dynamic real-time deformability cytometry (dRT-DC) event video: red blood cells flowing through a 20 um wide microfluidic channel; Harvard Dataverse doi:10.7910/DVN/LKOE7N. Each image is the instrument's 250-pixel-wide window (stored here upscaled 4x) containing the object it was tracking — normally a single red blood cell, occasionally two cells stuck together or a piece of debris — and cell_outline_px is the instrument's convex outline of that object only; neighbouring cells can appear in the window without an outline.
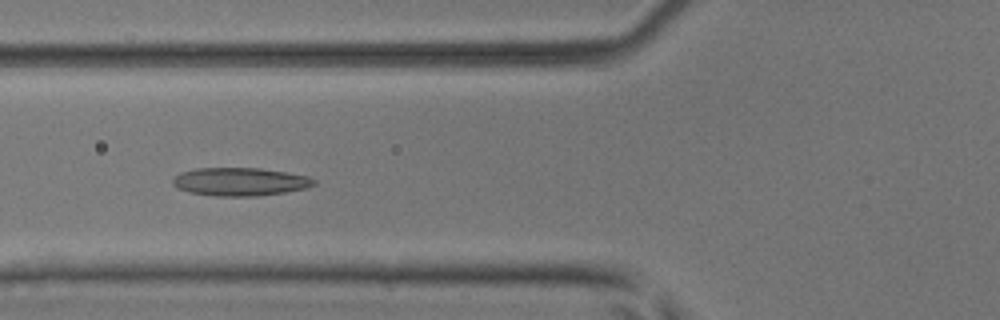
{"species": "common noctule bat (a hibernating species)", "species_latin": "Nyctalus noctula", "temperature_condition": "room temperature", "stored_images_in_passage": 9, "camera_frame_rate_fps": 3000, "um_per_image_px": 0.085, "animal": {"sex": "male", "body_mass_g": 17.9, "forearm_length_mm": 54.2}, "frame": {"image": 1, "passage_image": 6, "time_ms": 1.667, "image_size_px": [1000, 320], "cell_outline_px": [[316, 184], [308, 188], [284, 192], [256, 196], [216, 196], [188, 192], [176, 188], [172, 184], [172, 180], [180, 172], [196, 168], [260, 168], [308, 176], [316, 180]], "centroid_in_image_um": [20.39, 15.45], "position_along_channel_um": 105.4, "area_um2": 23.24}}
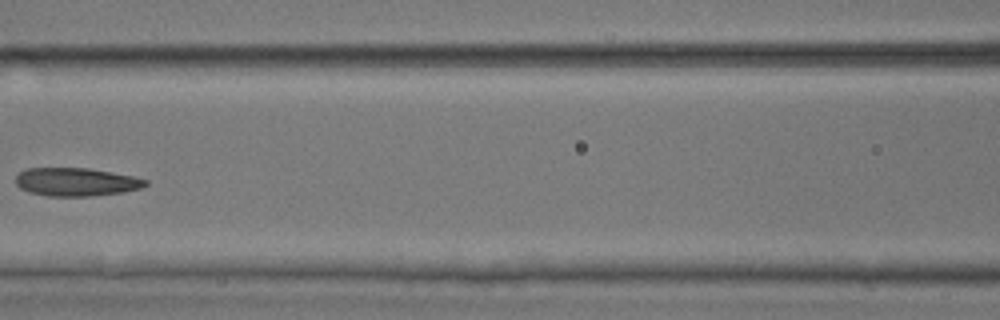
{"frame": {"image": 2, "passage_image": 7, "time_ms": 2.0, "image_size_px": [1000, 320], "cell_outline_px": [[148, 184], [140, 188], [124, 192], [88, 196], [48, 196], [28, 192], [20, 188], [16, 184], [16, 176], [20, 172], [28, 168], [88, 168], [132, 176], [148, 180]], "centroid_in_image_um": [6.45, 15.47], "position_along_channel_um": 160.1, "area_um2": 21.27}}